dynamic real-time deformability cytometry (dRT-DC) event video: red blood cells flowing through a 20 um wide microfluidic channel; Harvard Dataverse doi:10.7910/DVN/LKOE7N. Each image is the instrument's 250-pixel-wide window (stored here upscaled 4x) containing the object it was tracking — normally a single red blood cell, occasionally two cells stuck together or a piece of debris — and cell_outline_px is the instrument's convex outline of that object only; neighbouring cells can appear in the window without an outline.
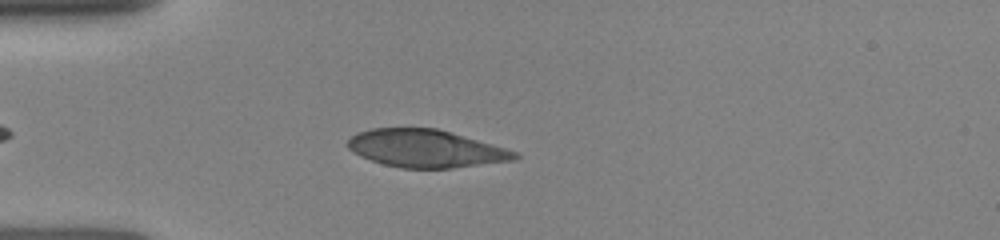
{"species": "human", "species_latin": "Homo sapiens", "temperature_condition": "room temperature", "stored_images_in_passage": 52, "camera_frame_rate_fps": 3000, "um_per_image_px": 0.085, "donor": {"sex": "female"}, "frame": {"image": 1, "passage_image": 18, "time_ms": 2.0, "image_size_px": [1000, 240], "cell_outline_px": [[520, 156], [516, 160], [452, 168], [400, 168], [384, 164], [360, 156], [352, 152], [344, 144], [356, 132], [372, 128], [436, 128], [492, 144], [516, 152]], "centroid_in_image_um": [36.14, 12.63], "position_along_channel_um": 48.9, "area_um2": 36.59}}
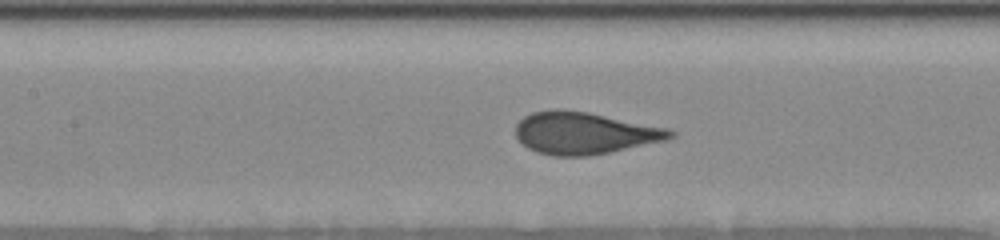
{"frame": {"image": 2, "passage_image": 43, "time_ms": 5.0, "image_size_px": [1000, 240], "cell_outline_px": [[676, 136], [668, 140], [588, 156], [552, 156], [536, 152], [528, 148], [516, 136], [516, 124], [524, 116], [532, 112], [588, 112], [668, 128], [676, 132]], "centroid_in_image_um": [49.73, 11.35], "position_along_channel_um": 157.7, "area_um2": 37.17}}
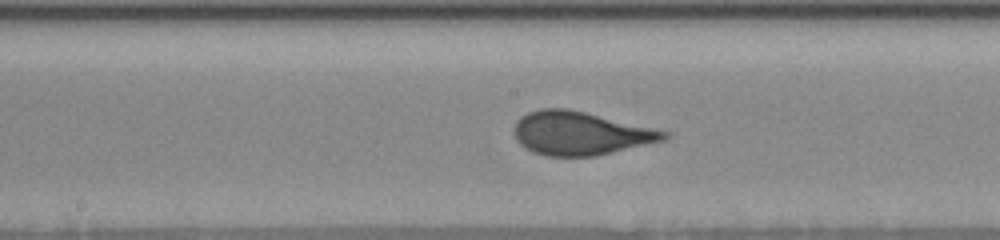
{"frame": {"image": 3, "passage_image": 51, "time_ms": 6.0, "image_size_px": [1000, 240], "cell_outline_px": [[672, 136], [664, 140], [596, 156], [544, 156], [532, 152], [524, 148], [516, 140], [512, 132], [512, 128], [516, 120], [520, 116], [528, 112], [540, 108], [568, 108], [668, 132]], "centroid_in_image_um": [49.24, 11.33], "position_along_channel_um": 199.0, "area_um2": 38.03}}